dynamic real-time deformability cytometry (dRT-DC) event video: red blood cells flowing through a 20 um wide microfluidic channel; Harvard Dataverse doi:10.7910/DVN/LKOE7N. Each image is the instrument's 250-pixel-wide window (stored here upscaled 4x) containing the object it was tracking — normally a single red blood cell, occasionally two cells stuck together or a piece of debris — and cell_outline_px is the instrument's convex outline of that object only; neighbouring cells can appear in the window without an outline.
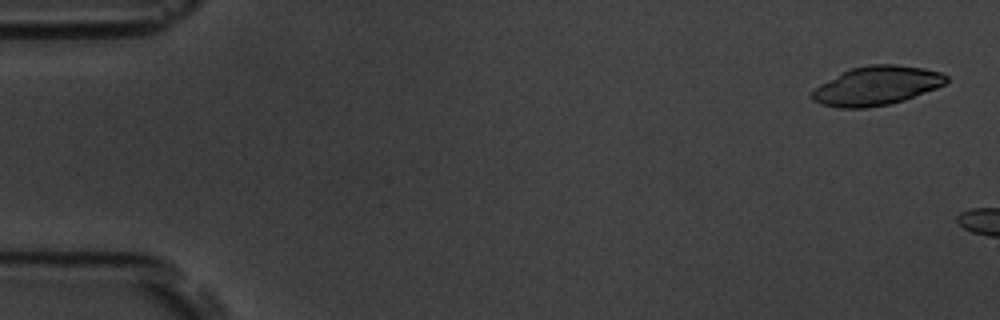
{"species": "common noctule bat (a hibernating species)", "species_latin": "Nyctalus noctula", "temperature_condition": "room temperature", "stored_images_in_passage": 7, "camera_frame_rate_fps": 3000, "um_per_image_px": 0.085, "animal": {"sex": "male", "body_mass_g": 19.5, "forearm_length_mm": 54.6}, "frame": {"image": 1, "passage_image": 1, "time_ms": 0.0, "image_size_px": [1000, 320], "cell_outline_px": [[948, 80], [944, 84], [936, 88], [904, 100], [888, 104], [868, 108], [840, 108], [820, 104], [812, 100], [812, 92], [820, 84], [852, 68], [868, 64], [896, 64], [924, 68], [940, 72], [948, 76]], "centroid_in_image_um": [74.52, 7.29], "position_along_channel_um": 10.5, "area_um2": 30.29}}